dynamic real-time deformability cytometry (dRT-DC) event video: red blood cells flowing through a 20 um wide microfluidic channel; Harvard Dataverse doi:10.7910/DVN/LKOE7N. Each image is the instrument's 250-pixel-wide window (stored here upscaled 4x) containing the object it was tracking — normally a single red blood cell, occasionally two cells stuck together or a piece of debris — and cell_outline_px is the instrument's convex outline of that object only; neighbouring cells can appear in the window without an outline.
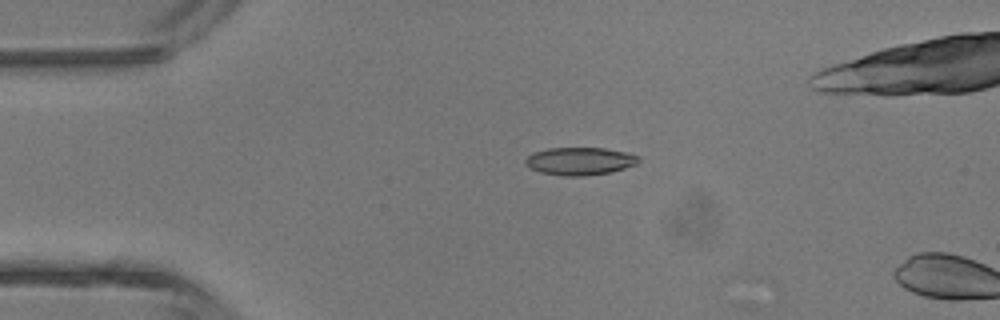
{"species": "common noctule bat (a hibernating species)", "species_latin": "Nyctalus noctula", "temperature_condition": "room temperature", "stored_images_in_passage": 2, "camera_frame_rate_fps": 3000, "um_per_image_px": 0.085, "animal": {"sex": "male", "body_mass_g": 13.3}, "frame": {"image": 1, "passage_image": 1, "time_ms": 0.0, "image_size_px": [1000, 320], "cell_outline_px": [[640, 160], [636, 164], [624, 168], [608, 172], [584, 176], [564, 176], [540, 172], [528, 168], [524, 164], [524, 160], [528, 156], [536, 152], [548, 148], [604, 148], [624, 152], [640, 156]], "centroid_in_image_um": [49.25, 13.7], "position_along_channel_um": 35.7, "area_um2": 18.21}}